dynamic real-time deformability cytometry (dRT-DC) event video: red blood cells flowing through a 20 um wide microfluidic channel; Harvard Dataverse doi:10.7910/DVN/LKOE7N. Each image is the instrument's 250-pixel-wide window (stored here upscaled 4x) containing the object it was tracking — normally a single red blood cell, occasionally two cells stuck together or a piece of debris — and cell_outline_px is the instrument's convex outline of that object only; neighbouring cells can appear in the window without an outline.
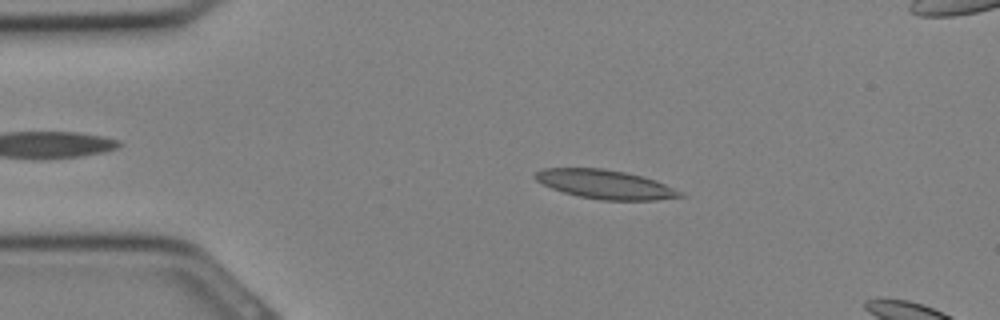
{"species": "Egyptian fruit bat (a non-hibernating species)", "species_latin": "Rousettus aegyptiacus", "temperature_condition": "cold", "stored_images_in_passage": 10, "camera_frame_rate_fps": 3000, "um_per_image_px": 0.085, "animal": {"sex": "female"}, "frame": {"image": 1, "passage_image": 5, "time_ms": 1.333, "image_size_px": [1000, 320], "cell_outline_px": [[688, 196], [656, 200], [600, 200], [580, 196], [564, 192], [552, 188], [536, 180], [532, 176], [536, 172], [544, 168], [604, 168], [624, 172], [656, 180]], "centroid_in_image_um": [51.44, 15.67], "position_along_channel_um": 33.6, "area_um2": 24.22}}
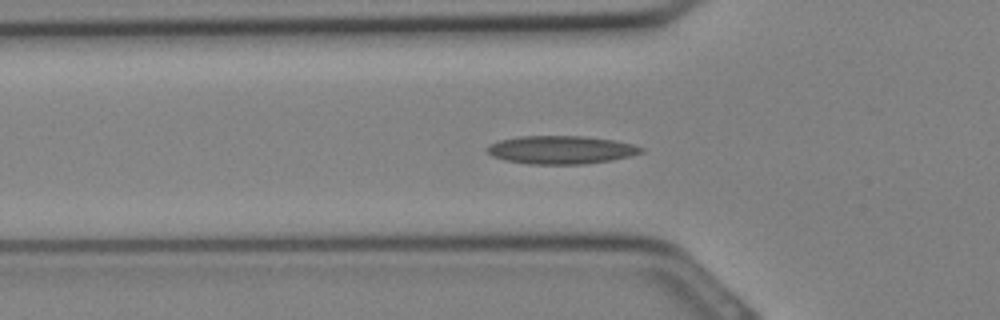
{"frame": {"image": 2, "passage_image": 9, "time_ms": 2.667, "image_size_px": [1000, 320], "cell_outline_px": [[644, 152], [632, 156], [612, 160], [584, 164], [528, 164], [504, 160], [492, 156], [488, 152], [488, 148], [492, 144], [500, 140], [520, 136], [584, 136], [612, 140], [632, 144], [644, 148]], "centroid_in_image_um": [47.72, 12.74], "position_along_channel_um": 78.1, "area_um2": 25.2}}